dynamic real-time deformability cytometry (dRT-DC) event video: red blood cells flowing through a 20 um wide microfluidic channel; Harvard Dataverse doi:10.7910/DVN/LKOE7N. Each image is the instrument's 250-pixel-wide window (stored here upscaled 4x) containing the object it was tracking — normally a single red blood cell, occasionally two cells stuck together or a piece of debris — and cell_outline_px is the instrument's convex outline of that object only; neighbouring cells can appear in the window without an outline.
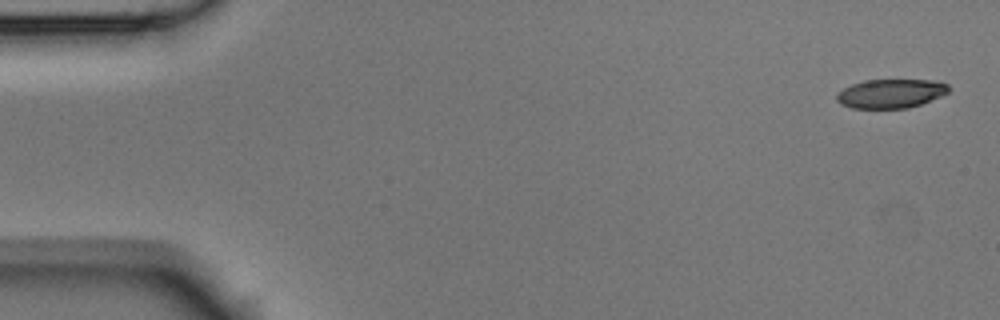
{"species": "Egyptian fruit bat (a non-hibernating species)", "species_latin": "Rousettus aegyptiacus", "temperature_condition": "room temperature", "stored_images_in_passage": 4, "camera_frame_rate_fps": 3000, "um_per_image_px": 0.085, "animal": {"sex": "male"}, "frame": {"image": 1, "passage_image": 1, "time_ms": 0.0, "image_size_px": [1000, 320], "cell_outline_px": [[948, 92], [940, 96], [920, 104], [908, 108], [852, 108], [840, 104], [836, 100], [836, 96], [844, 88], [852, 84], [864, 80], [932, 80], [948, 84]], "centroid_in_image_um": [75.69, 7.95], "position_along_channel_um": 9.3, "area_um2": 18.73}}
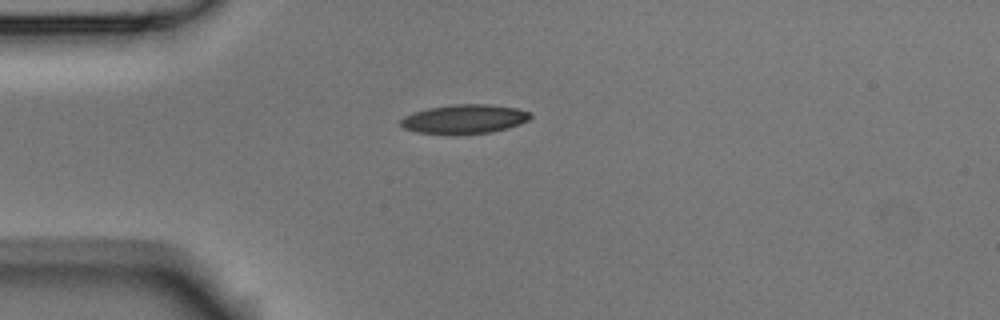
{"frame": {"image": 2, "passage_image": 4, "time_ms": 1.0, "image_size_px": [1000, 320], "cell_outline_px": [[532, 116], [528, 120], [520, 124], [508, 128], [492, 132], [416, 132], [404, 128], [400, 124], [400, 120], [404, 116], [412, 112], [428, 108], [456, 104], [488, 104], [516, 108], [532, 112]], "centroid_in_image_um": [39.51, 10.08], "position_along_channel_um": 45.5, "area_um2": 21.44}}